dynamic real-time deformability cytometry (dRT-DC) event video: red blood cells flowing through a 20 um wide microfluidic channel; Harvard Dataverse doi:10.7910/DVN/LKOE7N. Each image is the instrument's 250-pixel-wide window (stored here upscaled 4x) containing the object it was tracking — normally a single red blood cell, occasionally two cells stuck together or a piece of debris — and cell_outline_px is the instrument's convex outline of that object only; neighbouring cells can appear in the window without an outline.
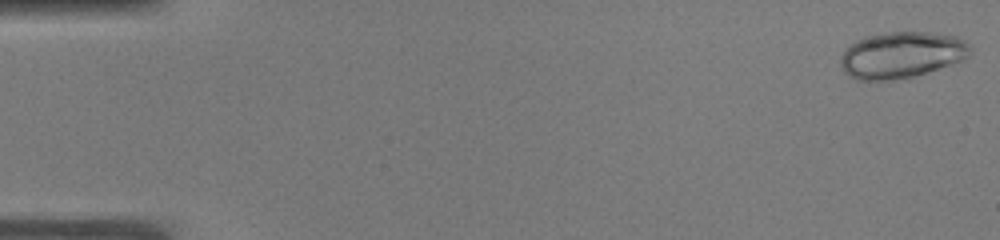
{"species": "common noctule bat (a hibernating species)", "species_latin": "Nyctalus noctula", "temperature_condition": "warm", "stored_images_in_passage": 48, "camera_frame_rate_fps": 3000, "um_per_image_px": 0.085, "animal": {"sex": "male", "body_mass_g": 19.0, "forearm_length_mm": 50.8}, "frame": {"image": 1, "passage_image": 1, "time_ms": 0.0, "image_size_px": [1000, 240], "cell_outline_px": [[972, 52], [968, 56], [960, 60], [912, 76], [892, 80], [856, 80], [848, 76], [844, 72], [840, 64], [840, 56], [844, 48], [848, 44], [864, 36], [888, 32], [932, 32], [956, 36], [964, 40], [972, 48]], "centroid_in_image_um": [76.56, 4.65], "position_along_channel_um": 8.4, "area_um2": 35.03}}
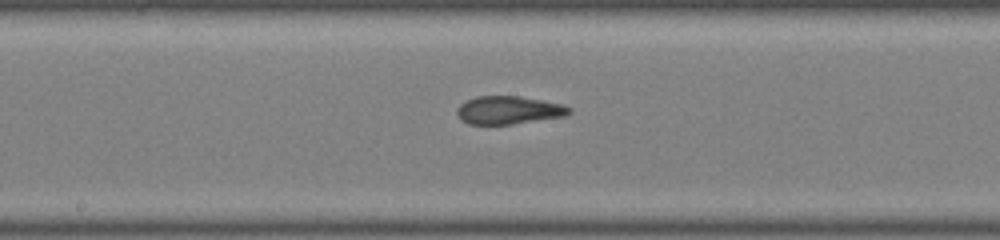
{"frame": {"image": 2, "passage_image": 23, "time_ms": 7.333, "image_size_px": [1000, 240], "cell_outline_px": [[572, 112], [564, 116], [512, 124], [468, 124], [460, 120], [456, 112], [456, 108], [464, 100], [476, 96], [520, 96], [560, 104], [572, 108]], "centroid_in_image_um": [43.17, 9.36], "position_along_channel_um": 205.0, "area_um2": 18.38}}
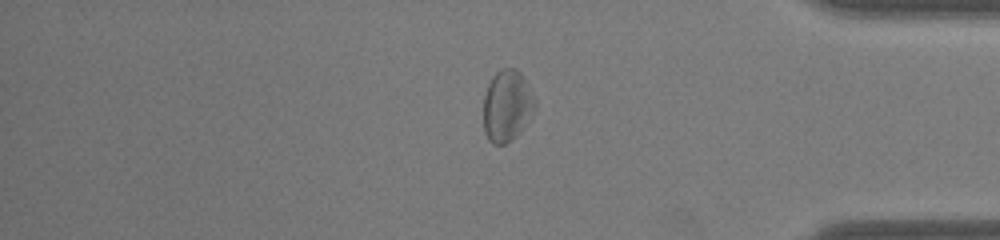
{"frame": {"image": 3, "passage_image": 39, "time_ms": 12.667, "image_size_px": [1000, 240], "cell_outline_px": [[536, 112], [520, 132], [504, 144], [492, 144], [488, 140], [484, 132], [484, 96], [488, 84], [492, 76], [500, 68], [516, 68], [524, 76], [536, 104]], "centroid_in_image_um": [43.1, 8.98], "position_along_channel_um": 392.1, "area_um2": 21.68}}